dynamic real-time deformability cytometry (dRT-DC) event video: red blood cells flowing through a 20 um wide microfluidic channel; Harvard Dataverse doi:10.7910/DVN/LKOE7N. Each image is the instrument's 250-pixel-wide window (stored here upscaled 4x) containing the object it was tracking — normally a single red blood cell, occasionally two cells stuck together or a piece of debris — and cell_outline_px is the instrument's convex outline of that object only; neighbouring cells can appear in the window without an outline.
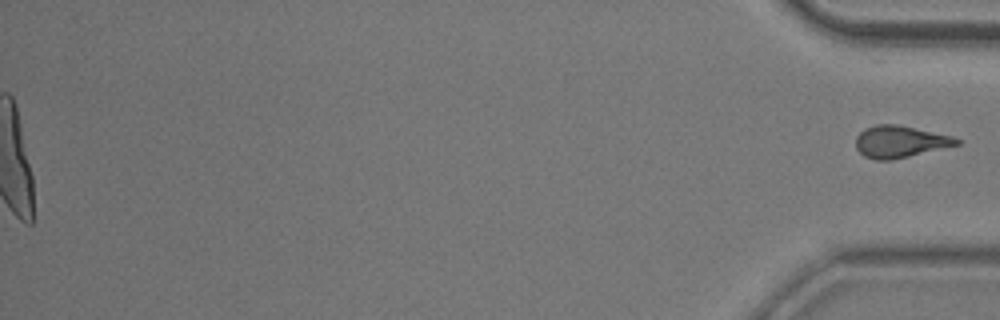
{"species": "common noctule bat (a hibernating species)", "species_latin": "Nyctalus noctula", "temperature_condition": "room temperature", "stored_images_in_passage": 52, "segment_of_instrument_passage": [2, 2], "camera_frame_rate_fps": 3000, "um_per_image_px": 0.085, "animal": {"sex": "male", "body_mass_g": 20.5, "forearm_length_mm": 52.5}, "frame": {"image": 1, "passage_image": 52, "time_ms": 17.0, "image_size_px": [1000, 320], "cell_outline_px": [[960, 144], [892, 160], [876, 160], [864, 156], [856, 148], [856, 136], [864, 128], [876, 124], [896, 124], [952, 136], [960, 140]], "centroid_in_image_um": [76.46, 12.04], "position_along_channel_um": 358.7, "area_um2": 18.61}}